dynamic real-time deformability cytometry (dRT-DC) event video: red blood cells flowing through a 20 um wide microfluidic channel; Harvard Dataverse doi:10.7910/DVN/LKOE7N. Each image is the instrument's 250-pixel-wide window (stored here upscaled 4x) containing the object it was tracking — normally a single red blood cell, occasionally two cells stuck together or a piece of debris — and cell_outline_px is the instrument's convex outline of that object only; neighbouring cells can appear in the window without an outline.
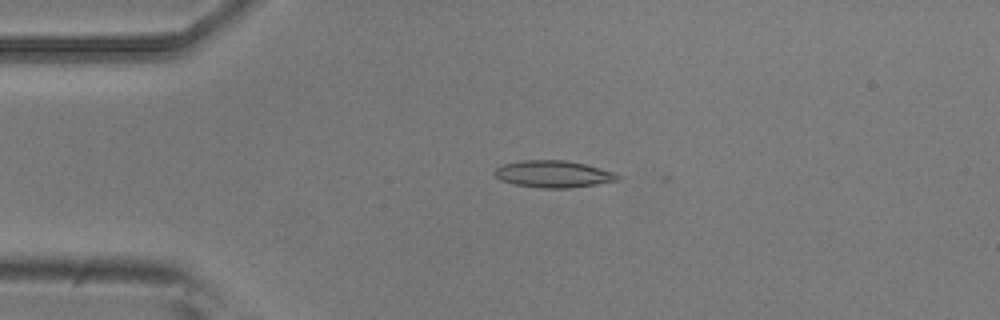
{"species": "common noctule bat (a hibernating species)", "species_latin": "Nyctalus noctula", "temperature_condition": "room temperature", "stored_images_in_passage": 3, "camera_frame_rate_fps": 3000, "um_per_image_px": 0.085, "animal": {"sex": "male", "body_mass_g": 20.5, "forearm_length_mm": 52.5}, "frame": {"image": 1, "passage_image": 2, "time_ms": 0.333, "image_size_px": [1000, 320], "cell_outline_px": [[620, 180], [596, 184], [568, 188], [544, 188], [516, 184], [500, 180], [492, 172], [496, 168], [504, 164], [524, 160], [564, 160], [584, 164], [616, 172], [620, 176]], "centroid_in_image_um": [47.05, 14.79], "position_along_channel_um": 37.9, "area_um2": 19.19}}